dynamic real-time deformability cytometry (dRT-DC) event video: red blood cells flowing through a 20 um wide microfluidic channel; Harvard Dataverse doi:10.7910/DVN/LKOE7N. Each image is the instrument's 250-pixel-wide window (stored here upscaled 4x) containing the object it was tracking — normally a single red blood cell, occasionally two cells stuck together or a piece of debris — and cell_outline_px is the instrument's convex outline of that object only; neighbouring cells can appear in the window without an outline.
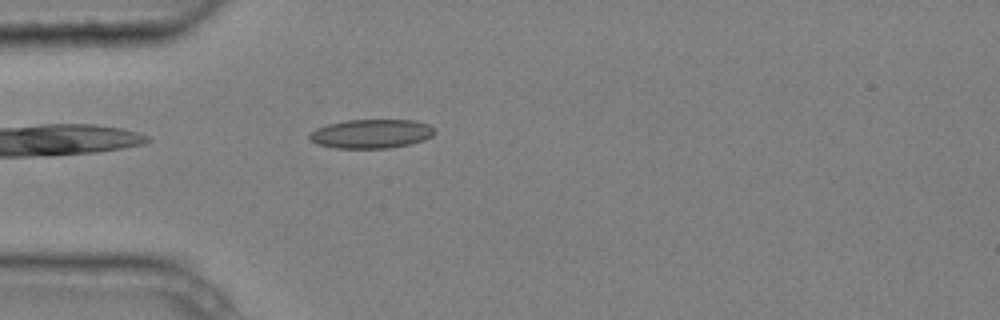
{"species": "common noctule bat (a hibernating species)", "species_latin": "Nyctalus noctula", "temperature_condition": "cold", "stored_images_in_passage": 4, "camera_frame_rate_fps": 3000, "um_per_image_px": 0.085, "animal": {"sex": "male", "body_mass_g": 20.4}, "frame": {"image": 1, "passage_image": 4, "time_ms": 1.0, "image_size_px": [1000, 320], "cell_outline_px": [[436, 132], [432, 136], [424, 140], [408, 144], [388, 148], [332, 148], [316, 144], [308, 140], [308, 132], [316, 128], [328, 124], [348, 120], [416, 120], [428, 124], [436, 128]], "centroid_in_image_um": [31.53, 11.37], "position_along_channel_um": 53.5, "area_um2": 21.44}}